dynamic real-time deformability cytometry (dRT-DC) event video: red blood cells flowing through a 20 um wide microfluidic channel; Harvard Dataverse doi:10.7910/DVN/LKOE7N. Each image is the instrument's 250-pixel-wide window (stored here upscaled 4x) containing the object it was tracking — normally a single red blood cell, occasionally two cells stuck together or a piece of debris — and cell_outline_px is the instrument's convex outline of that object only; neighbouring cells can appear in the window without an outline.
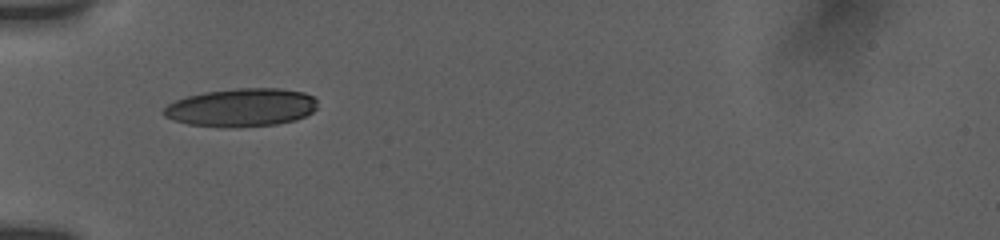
{"species": "human", "species_latin": "Homo sapiens", "temperature_condition": "room temperature", "stored_images_in_passage": 48, "camera_frame_rate_fps": 3000, "um_per_image_px": 0.085, "donor": {"sex": "female"}, "frame": {"image": 1, "passage_image": 1, "time_ms": 0.0, "image_size_px": [1000, 240], "cell_outline_px": [[316, 108], [312, 112], [296, 120], [276, 124], [232, 128], [224, 128], [188, 124], [172, 120], [164, 116], [160, 112], [168, 104], [176, 100], [188, 96], [204, 92], [236, 88], [280, 88], [304, 92], [312, 96], [316, 100]], "centroid_in_image_um": [20.49, 9.14], "position_along_channel_um": 64.5, "area_um2": 34.51}}
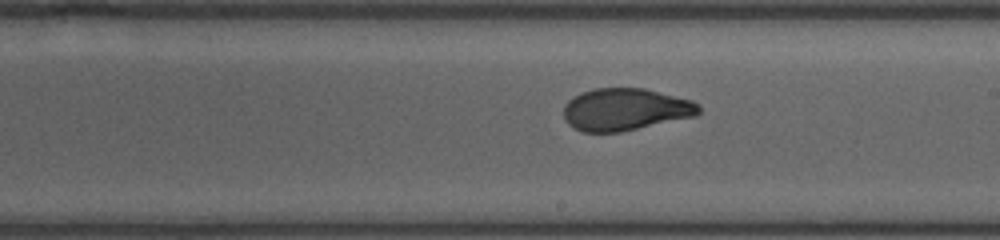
{"frame": {"image": 2, "passage_image": 23, "time_ms": 4.667, "image_size_px": [1000, 240], "cell_outline_px": [[700, 112], [696, 116], [620, 132], [580, 132], [572, 128], [564, 120], [564, 104], [572, 96], [580, 92], [592, 88], [644, 88], [692, 100], [700, 104]], "centroid_in_image_um": [53.12, 9.3], "position_along_channel_um": 235.9, "area_um2": 33.64}}
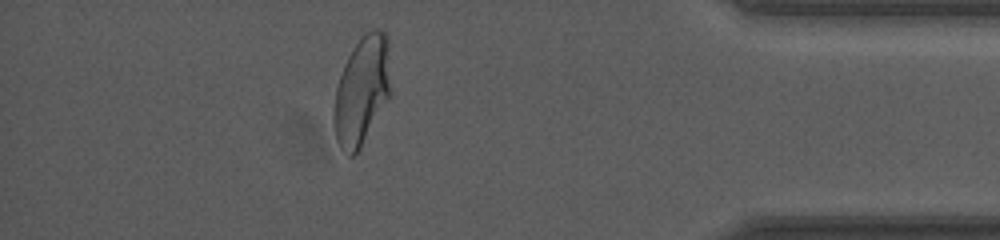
{"frame": {"image": 3, "passage_image": 41, "time_ms": 10.0, "image_size_px": [1000, 240], "cell_outline_px": [[392, 92], [360, 148], [352, 156], [348, 156], [340, 148], [336, 140], [332, 120], [332, 108], [336, 88], [344, 64], [352, 48], [360, 36], [372, 28], [376, 28], [388, 32]], "centroid_in_image_um": [30.77, 7.66], "position_along_channel_um": 404.4, "area_um2": 36.88}, "authors_computed_cell_mechanics": {"area_um2": 34.7667, "velocity_mm_per_s": 3.7864, "shape_relaxation_time_tau1_ms": 5.8156, "shape_relaxation_time_tau2_ms": 0.9013, "deformation_change_tau1": 0.1975, "deformation_change_tau2": 0.0618}}